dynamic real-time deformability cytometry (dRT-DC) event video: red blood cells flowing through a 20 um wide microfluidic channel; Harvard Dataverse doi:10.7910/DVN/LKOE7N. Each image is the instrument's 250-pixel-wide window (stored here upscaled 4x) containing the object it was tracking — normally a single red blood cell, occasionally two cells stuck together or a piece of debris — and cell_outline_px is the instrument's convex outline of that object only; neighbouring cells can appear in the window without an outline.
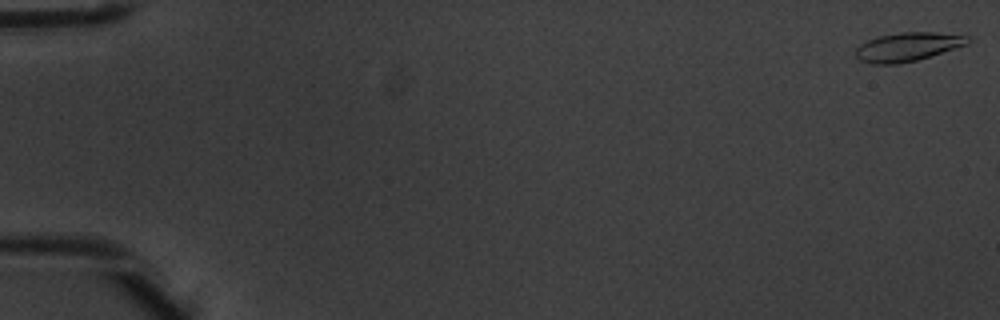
{"species": "common noctule bat (a hibernating species)", "species_latin": "Nyctalus noctula", "temperature_condition": "warm", "stored_images_in_passage": 11, "camera_frame_rate_fps": 3000, "um_per_image_px": 0.085, "animal": {"sex": "male", "body_mass_g": 20.1, "forearm_length_mm": 53.5}, "frame": {"image": 1, "passage_image": 1, "time_ms": 0.0, "image_size_px": [1000, 320], "cell_outline_px": [[972, 40], [968, 44], [916, 60], [896, 64], [872, 64], [860, 60], [856, 56], [856, 48], [860, 44], [876, 36], [900, 32], [936, 32], [972, 36]], "centroid_in_image_um": [77.17, 3.96], "position_along_channel_um": 7.8, "area_um2": 18.84}}
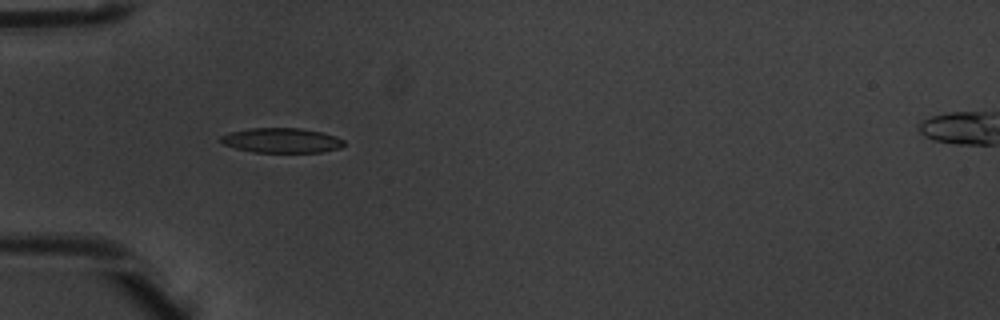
{"frame": {"image": 2, "passage_image": 7, "time_ms": 2.0, "image_size_px": [1000, 320], "cell_outline_px": [[344, 144], [340, 148], [320, 152], [252, 152], [236, 148], [224, 144], [220, 140], [220, 136], [232, 132], [252, 128], [300, 128], [324, 132], [336, 136], [344, 140]], "centroid_in_image_um": [23.97, 11.93], "position_along_channel_um": 61.0, "area_um2": 17.74}}
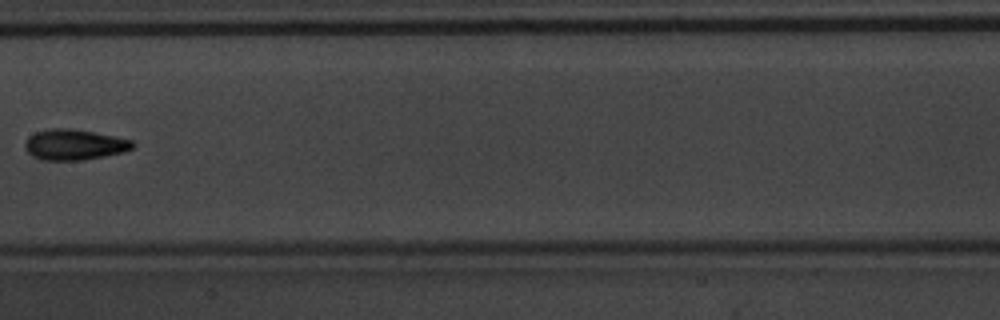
{"frame": {"image": 3, "passage_image": 10, "time_ms": 3.0, "image_size_px": [1000, 320], "cell_outline_px": [[136, 144], [132, 148], [124, 152], [84, 160], [40, 160], [32, 156], [24, 148], [24, 144], [28, 136], [36, 132], [52, 128], [72, 128], [116, 136], [132, 140]], "centroid_in_image_um": [6.31, 12.29], "position_along_channel_um": 201.1, "area_um2": 19.42}}